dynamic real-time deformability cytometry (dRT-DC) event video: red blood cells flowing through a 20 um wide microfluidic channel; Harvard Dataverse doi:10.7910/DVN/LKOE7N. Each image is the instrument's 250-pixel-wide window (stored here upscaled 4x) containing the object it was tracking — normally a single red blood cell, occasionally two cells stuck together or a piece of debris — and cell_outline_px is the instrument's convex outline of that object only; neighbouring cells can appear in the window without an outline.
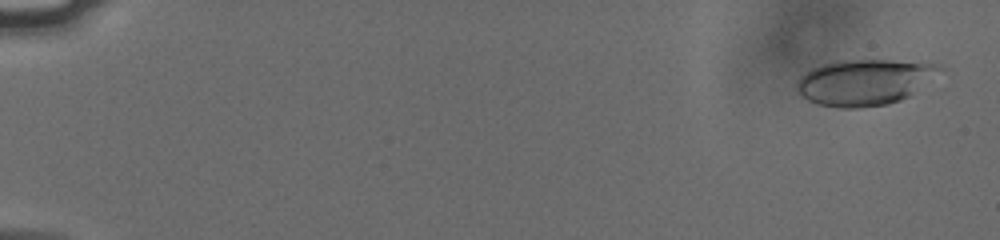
{"species": "human", "species_latin": "Homo sapiens", "temperature_condition": "cold", "stored_images_in_passage": 18, "camera_frame_rate_fps": 3000, "um_per_image_px": 0.085, "donor": {"sex": "male"}, "frame": {"image": 1, "passage_image": 3, "time_ms": 0.667, "image_size_px": [1000, 240], "cell_outline_px": [[944, 68], [908, 96], [900, 100], [888, 104], [860, 108], [840, 108], [816, 104], [808, 100], [796, 92], [796, 80], [800, 76], [812, 68], [820, 64], [836, 60], [924, 60], [940, 64]], "centroid_in_image_um": [73.46, 6.96], "position_along_channel_um": 11.5, "area_um2": 38.78}}